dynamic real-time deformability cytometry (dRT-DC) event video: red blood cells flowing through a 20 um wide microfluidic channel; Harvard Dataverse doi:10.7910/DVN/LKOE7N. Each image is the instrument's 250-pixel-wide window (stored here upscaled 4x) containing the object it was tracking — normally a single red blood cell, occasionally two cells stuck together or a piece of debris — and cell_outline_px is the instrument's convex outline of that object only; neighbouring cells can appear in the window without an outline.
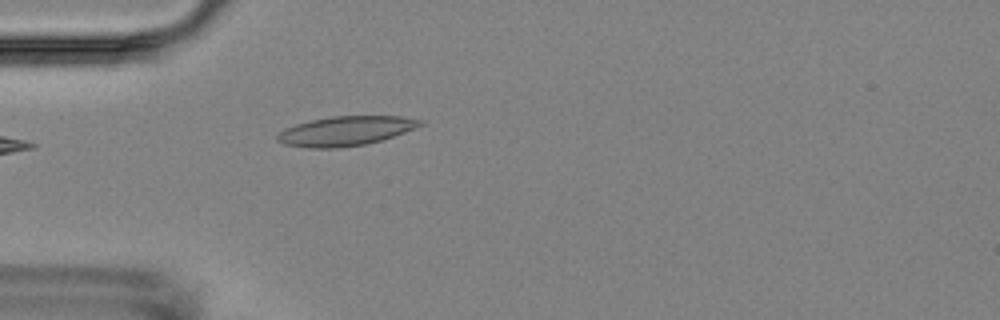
{"species": "Egyptian fruit bat (a non-hibernating species)", "species_latin": "Rousettus aegyptiacus", "temperature_condition": "room temperature", "stored_images_in_passage": 1, "camera_frame_rate_fps": 3000, "um_per_image_px": 0.085, "animal": {"sex": "female"}, "frame": {"image": 1, "passage_image": 1, "time_ms": 0.0, "image_size_px": [1000, 320], "cell_outline_px": [[424, 124], [404, 132], [380, 140], [364, 144], [336, 148], [308, 148], [284, 144], [276, 140], [276, 132], [284, 128], [296, 124], [312, 120], [332, 116], [400, 116], [424, 120]], "centroid_in_image_um": [29.32, 11.13], "position_along_channel_um": 55.7, "area_um2": 24.45}}